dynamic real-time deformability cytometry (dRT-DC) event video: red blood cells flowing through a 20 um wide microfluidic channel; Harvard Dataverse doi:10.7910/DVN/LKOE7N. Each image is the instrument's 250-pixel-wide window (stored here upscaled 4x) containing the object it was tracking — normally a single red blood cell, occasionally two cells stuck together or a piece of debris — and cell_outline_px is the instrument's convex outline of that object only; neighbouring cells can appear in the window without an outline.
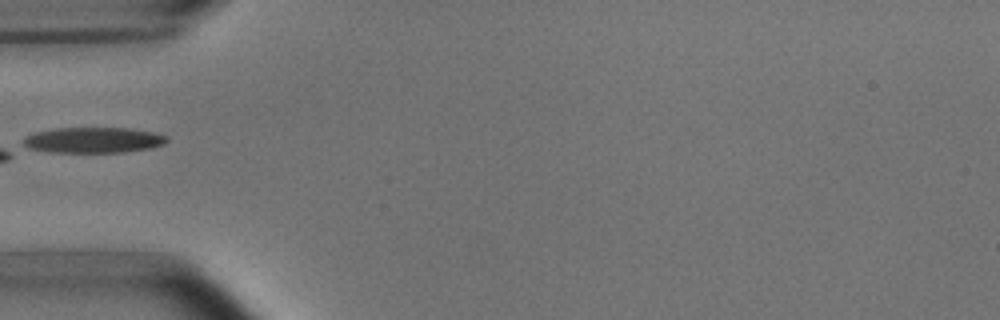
{"species": "common noctule bat (a hibernating species)", "species_latin": "Nyctalus noctula", "temperature_condition": "room temperature", "stored_images_in_passage": 6, "camera_frame_rate_fps": 3000, "um_per_image_px": 0.085, "animal": {"sex": "male", "body_mass_g": 15.6}, "frame": {"image": 1, "passage_image": 6, "time_ms": 5.667, "image_size_px": [1000, 320], "cell_outline_px": [[168, 140], [164, 144], [152, 148], [124, 152], [52, 152], [28, 148], [24, 144], [24, 136], [36, 132], [56, 128], [132, 128], [152, 132], [168, 136]], "centroid_in_image_um": [7.97, 11.9], "position_along_channel_um": 77.0, "area_um2": 21.44}}